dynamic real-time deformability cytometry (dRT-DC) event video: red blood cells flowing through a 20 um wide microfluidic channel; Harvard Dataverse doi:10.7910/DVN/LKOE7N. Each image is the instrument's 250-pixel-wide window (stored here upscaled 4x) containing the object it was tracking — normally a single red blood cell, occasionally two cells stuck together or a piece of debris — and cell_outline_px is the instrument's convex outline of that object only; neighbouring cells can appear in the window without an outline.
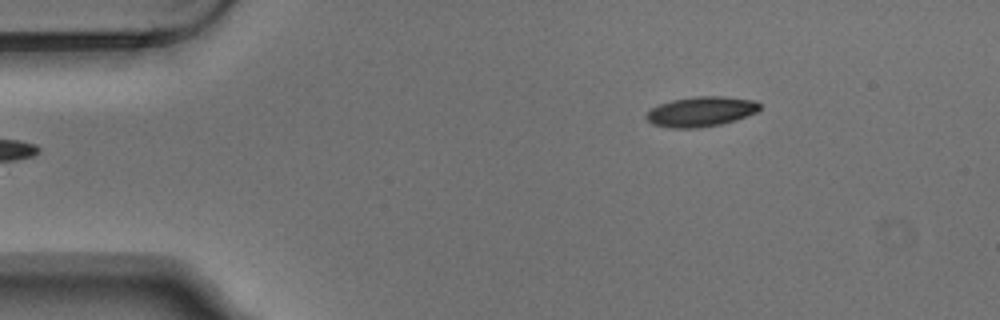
{"species": "Egyptian fruit bat (a non-hibernating species)", "species_latin": "Rousettus aegyptiacus", "temperature_condition": "warm", "stored_images_in_passage": 7, "camera_frame_rate_fps": 3000, "um_per_image_px": 0.085, "animal": {"sex": "male"}, "frame": {"image": 1, "passage_image": 7, "time_ms": 2.0, "image_size_px": [1000, 320], "cell_outline_px": [[760, 108], [756, 112], [736, 120], [720, 124], [700, 128], [668, 128], [652, 124], [644, 116], [652, 108], [660, 104], [672, 100], [696, 96], [724, 96], [756, 100], [760, 104]], "centroid_in_image_um": [59.59, 9.49], "position_along_channel_um": 25.4, "area_um2": 19.88}}